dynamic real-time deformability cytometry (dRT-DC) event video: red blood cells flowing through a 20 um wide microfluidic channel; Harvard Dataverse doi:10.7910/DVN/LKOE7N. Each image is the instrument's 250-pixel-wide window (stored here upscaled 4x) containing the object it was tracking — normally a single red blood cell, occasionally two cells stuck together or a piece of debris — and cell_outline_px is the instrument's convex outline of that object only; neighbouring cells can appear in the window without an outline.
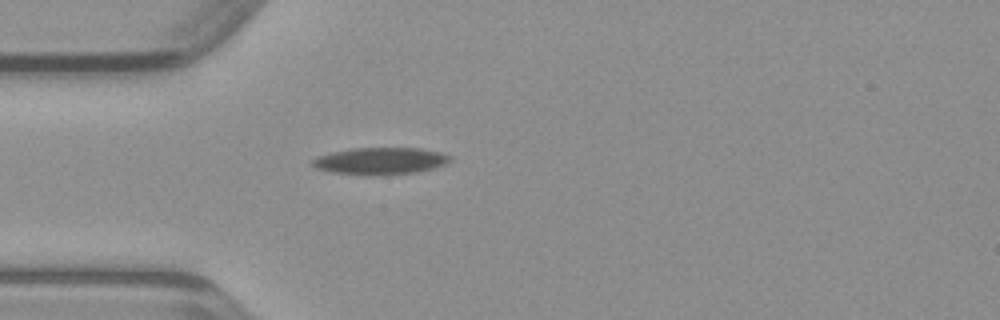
{"species": "common noctule bat (a hibernating species)", "species_latin": "Nyctalus noctula", "temperature_condition": "warm", "stored_images_in_passage": 29, "camera_frame_rate_fps": 3000, "um_per_image_px": 0.085, "animal": {"sex": "male", "body_mass_g": 23.1, "forearm_length_mm": 52.7}, "frame": {"image": 1, "passage_image": 1, "time_ms": 0.0, "image_size_px": [1000, 320], "cell_outline_px": [[452, 160], [444, 164], [432, 168], [416, 172], [368, 176], [332, 172], [316, 168], [308, 164], [316, 156], [332, 152], [352, 148], [420, 148], [440, 152], [452, 156]], "centroid_in_image_um": [32.28, 13.68], "position_along_channel_um": 52.7, "area_um2": 21.79}}
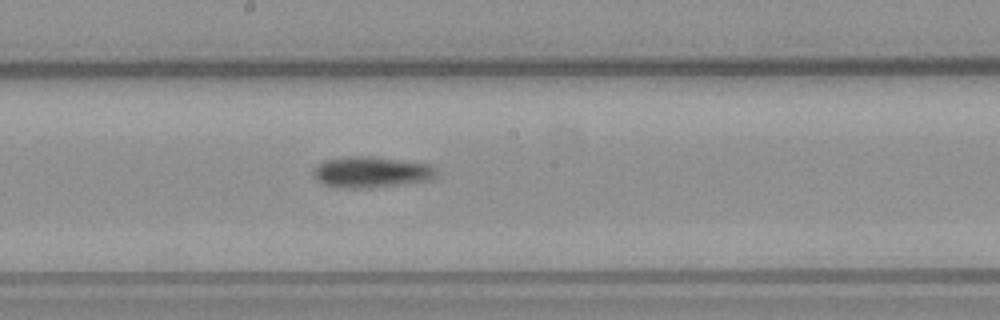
{"frame": {"image": 2, "passage_image": 13, "time_ms": 4.0, "image_size_px": [1000, 320], "cell_outline_px": [[436, 176], [432, 180], [368, 188], [336, 188], [324, 184], [316, 180], [312, 172], [316, 164], [324, 160], [344, 156], [372, 156], [428, 164], [436, 168]], "centroid_in_image_um": [31.5, 14.63], "position_along_channel_um": 216.7, "area_um2": 22.48}}
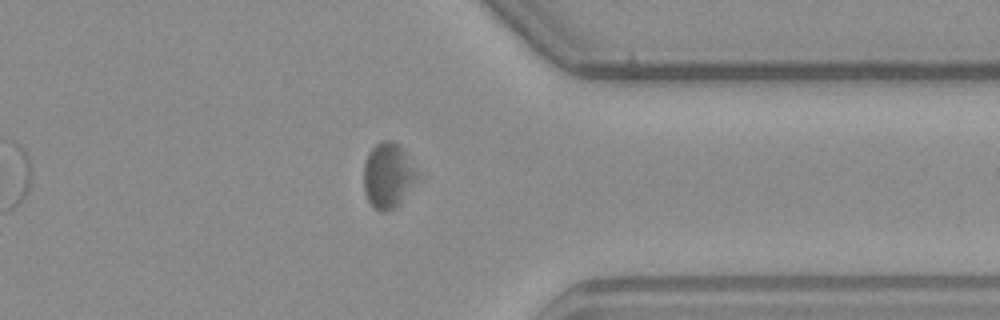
{"frame": {"image": 3, "passage_image": 25, "time_ms": 8.0, "image_size_px": [1000, 320], "cell_outline_px": [[416, 180], [400, 204], [396, 208], [384, 212], [376, 208], [368, 200], [364, 192], [364, 164], [368, 152], [380, 140], [392, 140], [400, 144], [416, 172]], "centroid_in_image_um": [32.95, 14.9], "position_along_channel_um": 378.4, "area_um2": 20.11}}